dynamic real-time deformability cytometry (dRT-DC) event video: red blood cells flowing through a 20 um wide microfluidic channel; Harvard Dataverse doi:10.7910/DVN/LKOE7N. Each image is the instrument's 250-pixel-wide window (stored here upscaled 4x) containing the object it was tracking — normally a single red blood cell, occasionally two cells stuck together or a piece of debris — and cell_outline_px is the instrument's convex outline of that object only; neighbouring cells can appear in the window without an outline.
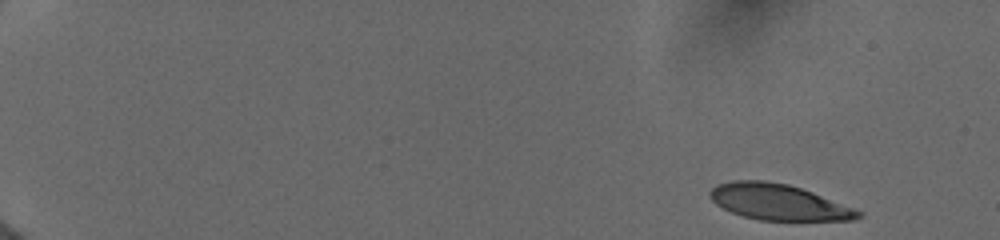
{"species": "human", "species_latin": "Homo sapiens", "temperature_condition": "cold", "stored_images_in_passage": 17, "camera_frame_rate_fps": 3000, "um_per_image_px": 0.085, "donor": {"sex": "female"}, "frame": {"image": 1, "passage_image": 1, "time_ms": 0.0, "image_size_px": [1000, 240], "cell_outline_px": [[864, 216], [852, 220], [760, 220], [744, 216], [732, 212], [716, 204], [708, 196], [708, 192], [716, 184], [732, 180], [764, 180], [788, 184], [812, 192], [864, 212]], "centroid_in_image_um": [66.15, 17.17], "position_along_channel_um": 18.8, "area_um2": 30.92}}
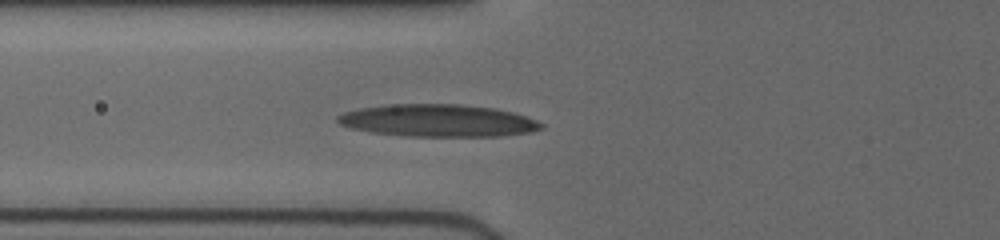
{"frame": {"image": 2, "passage_image": 10, "time_ms": 6.0, "image_size_px": [1000, 240], "cell_outline_px": [[544, 128], [532, 132], [500, 136], [408, 136], [372, 132], [352, 128], [340, 124], [336, 120], [336, 116], [344, 112], [360, 108], [384, 104], [460, 104], [496, 108], [512, 112], [536, 120], [544, 124]], "centroid_in_image_um": [37.24, 10.24], "position_along_channel_um": 88.6, "area_um2": 38.49}}
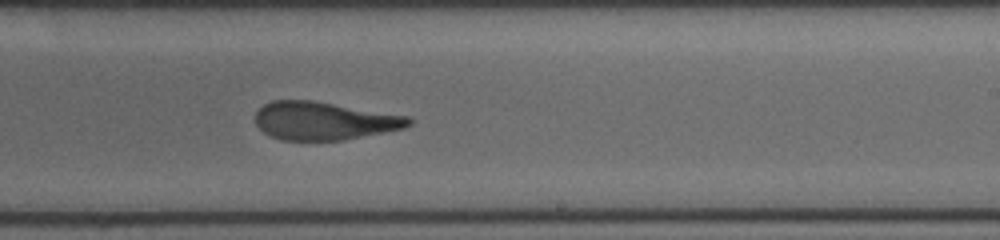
{"frame": {"image": 3, "passage_image": 17, "time_ms": 10.333, "image_size_px": [1000, 240], "cell_outline_px": [[412, 124], [404, 128], [344, 140], [280, 140], [264, 132], [256, 124], [256, 112], [264, 104], [272, 100], [312, 100], [408, 116], [412, 120]], "centroid_in_image_um": [27.54, 10.27], "position_along_channel_um": 261.5, "area_um2": 33.87}}